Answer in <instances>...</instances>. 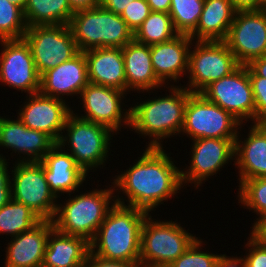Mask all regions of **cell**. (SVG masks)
Wrapping results in <instances>:
<instances>
[{"label": "cell", "mask_w": 266, "mask_h": 267, "mask_svg": "<svg viewBox=\"0 0 266 267\" xmlns=\"http://www.w3.org/2000/svg\"><path fill=\"white\" fill-rule=\"evenodd\" d=\"M124 58V69L126 76V93L137 91V93H151L152 90L166 87L157 78L151 61L150 46L136 42L127 43L122 48ZM151 90V92H150Z\"/></svg>", "instance_id": "24"}, {"label": "cell", "mask_w": 266, "mask_h": 267, "mask_svg": "<svg viewBox=\"0 0 266 267\" xmlns=\"http://www.w3.org/2000/svg\"><path fill=\"white\" fill-rule=\"evenodd\" d=\"M114 135L109 128L82 119L72 111L57 144L62 149H67L65 151H69L76 163L88 174L94 170L97 171L96 168L105 167L107 158L109 159L110 146H112L110 140Z\"/></svg>", "instance_id": "6"}, {"label": "cell", "mask_w": 266, "mask_h": 267, "mask_svg": "<svg viewBox=\"0 0 266 267\" xmlns=\"http://www.w3.org/2000/svg\"><path fill=\"white\" fill-rule=\"evenodd\" d=\"M248 129L245 139L240 138L241 132H238L235 140L233 165L239 170V186L247 179L266 177V127L251 123Z\"/></svg>", "instance_id": "23"}, {"label": "cell", "mask_w": 266, "mask_h": 267, "mask_svg": "<svg viewBox=\"0 0 266 267\" xmlns=\"http://www.w3.org/2000/svg\"><path fill=\"white\" fill-rule=\"evenodd\" d=\"M202 239H196L192 245L180 255L168 267H217V261L220 254L210 253L203 249ZM208 251V252H207Z\"/></svg>", "instance_id": "34"}, {"label": "cell", "mask_w": 266, "mask_h": 267, "mask_svg": "<svg viewBox=\"0 0 266 267\" xmlns=\"http://www.w3.org/2000/svg\"><path fill=\"white\" fill-rule=\"evenodd\" d=\"M242 123L231 113L207 100L201 93L187 99L181 133L191 140L199 138L236 139Z\"/></svg>", "instance_id": "8"}, {"label": "cell", "mask_w": 266, "mask_h": 267, "mask_svg": "<svg viewBox=\"0 0 266 267\" xmlns=\"http://www.w3.org/2000/svg\"><path fill=\"white\" fill-rule=\"evenodd\" d=\"M148 214L115 203L90 242V253L107 261L139 263L141 230Z\"/></svg>", "instance_id": "3"}, {"label": "cell", "mask_w": 266, "mask_h": 267, "mask_svg": "<svg viewBox=\"0 0 266 267\" xmlns=\"http://www.w3.org/2000/svg\"><path fill=\"white\" fill-rule=\"evenodd\" d=\"M89 254V241L53 228L48 236L42 267H82Z\"/></svg>", "instance_id": "26"}, {"label": "cell", "mask_w": 266, "mask_h": 267, "mask_svg": "<svg viewBox=\"0 0 266 267\" xmlns=\"http://www.w3.org/2000/svg\"><path fill=\"white\" fill-rule=\"evenodd\" d=\"M151 9L147 0H134L121 13V18L127 23L133 33L142 25L150 15Z\"/></svg>", "instance_id": "36"}, {"label": "cell", "mask_w": 266, "mask_h": 267, "mask_svg": "<svg viewBox=\"0 0 266 267\" xmlns=\"http://www.w3.org/2000/svg\"><path fill=\"white\" fill-rule=\"evenodd\" d=\"M205 0H171L169 15L178 34L190 35L197 27Z\"/></svg>", "instance_id": "32"}, {"label": "cell", "mask_w": 266, "mask_h": 267, "mask_svg": "<svg viewBox=\"0 0 266 267\" xmlns=\"http://www.w3.org/2000/svg\"><path fill=\"white\" fill-rule=\"evenodd\" d=\"M132 1L134 0H99V6L115 14L121 15Z\"/></svg>", "instance_id": "40"}, {"label": "cell", "mask_w": 266, "mask_h": 267, "mask_svg": "<svg viewBox=\"0 0 266 267\" xmlns=\"http://www.w3.org/2000/svg\"><path fill=\"white\" fill-rule=\"evenodd\" d=\"M0 82L26 95L40 91V75L24 39L0 40Z\"/></svg>", "instance_id": "16"}, {"label": "cell", "mask_w": 266, "mask_h": 267, "mask_svg": "<svg viewBox=\"0 0 266 267\" xmlns=\"http://www.w3.org/2000/svg\"><path fill=\"white\" fill-rule=\"evenodd\" d=\"M26 30L23 10L8 0H0V40L23 39Z\"/></svg>", "instance_id": "33"}, {"label": "cell", "mask_w": 266, "mask_h": 267, "mask_svg": "<svg viewBox=\"0 0 266 267\" xmlns=\"http://www.w3.org/2000/svg\"><path fill=\"white\" fill-rule=\"evenodd\" d=\"M266 7V0H262V9Z\"/></svg>", "instance_id": "48"}, {"label": "cell", "mask_w": 266, "mask_h": 267, "mask_svg": "<svg viewBox=\"0 0 266 267\" xmlns=\"http://www.w3.org/2000/svg\"><path fill=\"white\" fill-rule=\"evenodd\" d=\"M82 267H141V266L140 263L107 261L90 253Z\"/></svg>", "instance_id": "39"}, {"label": "cell", "mask_w": 266, "mask_h": 267, "mask_svg": "<svg viewBox=\"0 0 266 267\" xmlns=\"http://www.w3.org/2000/svg\"><path fill=\"white\" fill-rule=\"evenodd\" d=\"M89 84L87 61L84 52L80 51L70 60L63 62L55 68L44 72L40 77V93L61 99L66 95L77 96Z\"/></svg>", "instance_id": "19"}, {"label": "cell", "mask_w": 266, "mask_h": 267, "mask_svg": "<svg viewBox=\"0 0 266 267\" xmlns=\"http://www.w3.org/2000/svg\"><path fill=\"white\" fill-rule=\"evenodd\" d=\"M11 172L12 199L18 201L42 220H52L57 209V198L51 192L41 162H16Z\"/></svg>", "instance_id": "10"}, {"label": "cell", "mask_w": 266, "mask_h": 267, "mask_svg": "<svg viewBox=\"0 0 266 267\" xmlns=\"http://www.w3.org/2000/svg\"><path fill=\"white\" fill-rule=\"evenodd\" d=\"M235 140L194 139L191 144L190 166L187 165L186 168L181 169L183 187L190 183L199 189V186H202L208 178L216 175L221 168L231 163V160H235Z\"/></svg>", "instance_id": "15"}, {"label": "cell", "mask_w": 266, "mask_h": 267, "mask_svg": "<svg viewBox=\"0 0 266 267\" xmlns=\"http://www.w3.org/2000/svg\"><path fill=\"white\" fill-rule=\"evenodd\" d=\"M247 66L257 76L266 78V55L252 60Z\"/></svg>", "instance_id": "43"}, {"label": "cell", "mask_w": 266, "mask_h": 267, "mask_svg": "<svg viewBox=\"0 0 266 267\" xmlns=\"http://www.w3.org/2000/svg\"><path fill=\"white\" fill-rule=\"evenodd\" d=\"M148 214L141 230V267H168L198 238L177 221H159ZM156 220V221H155Z\"/></svg>", "instance_id": "7"}, {"label": "cell", "mask_w": 266, "mask_h": 267, "mask_svg": "<svg viewBox=\"0 0 266 267\" xmlns=\"http://www.w3.org/2000/svg\"><path fill=\"white\" fill-rule=\"evenodd\" d=\"M200 93L242 124L249 120L255 124V100L247 65H240L231 74L213 81Z\"/></svg>", "instance_id": "12"}, {"label": "cell", "mask_w": 266, "mask_h": 267, "mask_svg": "<svg viewBox=\"0 0 266 267\" xmlns=\"http://www.w3.org/2000/svg\"><path fill=\"white\" fill-rule=\"evenodd\" d=\"M40 162L44 166V175L50 190L57 199L62 194H73L75 191L77 193L78 189L84 186L88 174L81 169L71 154L58 144Z\"/></svg>", "instance_id": "20"}, {"label": "cell", "mask_w": 266, "mask_h": 267, "mask_svg": "<svg viewBox=\"0 0 266 267\" xmlns=\"http://www.w3.org/2000/svg\"><path fill=\"white\" fill-rule=\"evenodd\" d=\"M180 83L166 86L169 94L150 97L130 107V129L150 140L146 147H163V139L182 135L185 106L191 92ZM171 94V95H170ZM171 136V137H170ZM162 142V143H161Z\"/></svg>", "instance_id": "2"}, {"label": "cell", "mask_w": 266, "mask_h": 267, "mask_svg": "<svg viewBox=\"0 0 266 267\" xmlns=\"http://www.w3.org/2000/svg\"><path fill=\"white\" fill-rule=\"evenodd\" d=\"M243 256H226V254H221L217 261V267H247L246 261Z\"/></svg>", "instance_id": "41"}, {"label": "cell", "mask_w": 266, "mask_h": 267, "mask_svg": "<svg viewBox=\"0 0 266 267\" xmlns=\"http://www.w3.org/2000/svg\"><path fill=\"white\" fill-rule=\"evenodd\" d=\"M251 233L266 246V218L251 228Z\"/></svg>", "instance_id": "45"}, {"label": "cell", "mask_w": 266, "mask_h": 267, "mask_svg": "<svg viewBox=\"0 0 266 267\" xmlns=\"http://www.w3.org/2000/svg\"><path fill=\"white\" fill-rule=\"evenodd\" d=\"M236 10L262 9V0H231Z\"/></svg>", "instance_id": "42"}, {"label": "cell", "mask_w": 266, "mask_h": 267, "mask_svg": "<svg viewBox=\"0 0 266 267\" xmlns=\"http://www.w3.org/2000/svg\"><path fill=\"white\" fill-rule=\"evenodd\" d=\"M27 27L69 25L74 11L68 0H27L23 10Z\"/></svg>", "instance_id": "28"}, {"label": "cell", "mask_w": 266, "mask_h": 267, "mask_svg": "<svg viewBox=\"0 0 266 267\" xmlns=\"http://www.w3.org/2000/svg\"><path fill=\"white\" fill-rule=\"evenodd\" d=\"M114 189L109 184L104 189L94 188L87 193L74 194V197L68 194L66 203H57L52 219L54 228L61 233L79 236L91 242L107 213L116 203Z\"/></svg>", "instance_id": "4"}, {"label": "cell", "mask_w": 266, "mask_h": 267, "mask_svg": "<svg viewBox=\"0 0 266 267\" xmlns=\"http://www.w3.org/2000/svg\"><path fill=\"white\" fill-rule=\"evenodd\" d=\"M125 96L127 93L122 90L89 83L78 98L83 104L84 114H74L82 119L103 125L117 134L124 124L123 128L130 129V107L124 109L125 103L122 102L126 99Z\"/></svg>", "instance_id": "14"}, {"label": "cell", "mask_w": 266, "mask_h": 267, "mask_svg": "<svg viewBox=\"0 0 266 267\" xmlns=\"http://www.w3.org/2000/svg\"><path fill=\"white\" fill-rule=\"evenodd\" d=\"M145 148L135 164L115 175L111 183L116 188L114 191L118 192L115 193L117 204L139 208L150 214L160 204L180 193L183 185L181 168L174 164L170 153L163 149L165 147ZM121 193L125 194L124 199L123 196L119 197ZM125 201L128 203L125 204Z\"/></svg>", "instance_id": "1"}, {"label": "cell", "mask_w": 266, "mask_h": 267, "mask_svg": "<svg viewBox=\"0 0 266 267\" xmlns=\"http://www.w3.org/2000/svg\"><path fill=\"white\" fill-rule=\"evenodd\" d=\"M52 220H42L31 230L12 237L6 247L4 267H42Z\"/></svg>", "instance_id": "21"}, {"label": "cell", "mask_w": 266, "mask_h": 267, "mask_svg": "<svg viewBox=\"0 0 266 267\" xmlns=\"http://www.w3.org/2000/svg\"><path fill=\"white\" fill-rule=\"evenodd\" d=\"M8 1L11 2L12 4L19 6L22 10H24L27 4V0H8Z\"/></svg>", "instance_id": "47"}, {"label": "cell", "mask_w": 266, "mask_h": 267, "mask_svg": "<svg viewBox=\"0 0 266 267\" xmlns=\"http://www.w3.org/2000/svg\"><path fill=\"white\" fill-rule=\"evenodd\" d=\"M79 51L94 48H123L134 33L121 15L98 6L74 12L69 23Z\"/></svg>", "instance_id": "5"}, {"label": "cell", "mask_w": 266, "mask_h": 267, "mask_svg": "<svg viewBox=\"0 0 266 267\" xmlns=\"http://www.w3.org/2000/svg\"><path fill=\"white\" fill-rule=\"evenodd\" d=\"M249 79L255 100V124L266 122V78L257 76L247 66Z\"/></svg>", "instance_id": "35"}, {"label": "cell", "mask_w": 266, "mask_h": 267, "mask_svg": "<svg viewBox=\"0 0 266 267\" xmlns=\"http://www.w3.org/2000/svg\"><path fill=\"white\" fill-rule=\"evenodd\" d=\"M42 219L24 204L11 199L0 208V234L11 238L31 230Z\"/></svg>", "instance_id": "29"}, {"label": "cell", "mask_w": 266, "mask_h": 267, "mask_svg": "<svg viewBox=\"0 0 266 267\" xmlns=\"http://www.w3.org/2000/svg\"><path fill=\"white\" fill-rule=\"evenodd\" d=\"M89 83L126 92L122 48H94L84 51Z\"/></svg>", "instance_id": "25"}, {"label": "cell", "mask_w": 266, "mask_h": 267, "mask_svg": "<svg viewBox=\"0 0 266 267\" xmlns=\"http://www.w3.org/2000/svg\"><path fill=\"white\" fill-rule=\"evenodd\" d=\"M71 9L76 12L84 9H91L99 6V0H68Z\"/></svg>", "instance_id": "44"}, {"label": "cell", "mask_w": 266, "mask_h": 267, "mask_svg": "<svg viewBox=\"0 0 266 267\" xmlns=\"http://www.w3.org/2000/svg\"><path fill=\"white\" fill-rule=\"evenodd\" d=\"M23 39L30 47L40 76L80 52L69 25L27 27Z\"/></svg>", "instance_id": "11"}, {"label": "cell", "mask_w": 266, "mask_h": 267, "mask_svg": "<svg viewBox=\"0 0 266 267\" xmlns=\"http://www.w3.org/2000/svg\"><path fill=\"white\" fill-rule=\"evenodd\" d=\"M56 144L46 133L27 128L18 117L0 116V147L19 155L16 162H40Z\"/></svg>", "instance_id": "18"}, {"label": "cell", "mask_w": 266, "mask_h": 267, "mask_svg": "<svg viewBox=\"0 0 266 267\" xmlns=\"http://www.w3.org/2000/svg\"><path fill=\"white\" fill-rule=\"evenodd\" d=\"M151 11L169 13L171 0H147Z\"/></svg>", "instance_id": "46"}, {"label": "cell", "mask_w": 266, "mask_h": 267, "mask_svg": "<svg viewBox=\"0 0 266 267\" xmlns=\"http://www.w3.org/2000/svg\"><path fill=\"white\" fill-rule=\"evenodd\" d=\"M240 65L266 55L264 9L236 10L225 40Z\"/></svg>", "instance_id": "13"}, {"label": "cell", "mask_w": 266, "mask_h": 267, "mask_svg": "<svg viewBox=\"0 0 266 267\" xmlns=\"http://www.w3.org/2000/svg\"><path fill=\"white\" fill-rule=\"evenodd\" d=\"M236 9L231 0H205L193 41H225Z\"/></svg>", "instance_id": "27"}, {"label": "cell", "mask_w": 266, "mask_h": 267, "mask_svg": "<svg viewBox=\"0 0 266 267\" xmlns=\"http://www.w3.org/2000/svg\"><path fill=\"white\" fill-rule=\"evenodd\" d=\"M23 104L22 108L17 110V117L21 122L27 128L46 133L57 143L67 118L73 111L70 105L40 92L27 95Z\"/></svg>", "instance_id": "17"}, {"label": "cell", "mask_w": 266, "mask_h": 267, "mask_svg": "<svg viewBox=\"0 0 266 267\" xmlns=\"http://www.w3.org/2000/svg\"><path fill=\"white\" fill-rule=\"evenodd\" d=\"M239 66L225 41H193L189 51V79L183 87L191 93H200L210 83L231 74Z\"/></svg>", "instance_id": "9"}, {"label": "cell", "mask_w": 266, "mask_h": 267, "mask_svg": "<svg viewBox=\"0 0 266 267\" xmlns=\"http://www.w3.org/2000/svg\"><path fill=\"white\" fill-rule=\"evenodd\" d=\"M0 154V208L6 205L11 199V176L8 171V162L5 156Z\"/></svg>", "instance_id": "38"}, {"label": "cell", "mask_w": 266, "mask_h": 267, "mask_svg": "<svg viewBox=\"0 0 266 267\" xmlns=\"http://www.w3.org/2000/svg\"><path fill=\"white\" fill-rule=\"evenodd\" d=\"M245 244L246 255L243 257L247 267H266V246L251 232Z\"/></svg>", "instance_id": "37"}, {"label": "cell", "mask_w": 266, "mask_h": 267, "mask_svg": "<svg viewBox=\"0 0 266 267\" xmlns=\"http://www.w3.org/2000/svg\"><path fill=\"white\" fill-rule=\"evenodd\" d=\"M178 35L169 13L151 11L134 32V40L144 45L168 42Z\"/></svg>", "instance_id": "30"}, {"label": "cell", "mask_w": 266, "mask_h": 267, "mask_svg": "<svg viewBox=\"0 0 266 267\" xmlns=\"http://www.w3.org/2000/svg\"><path fill=\"white\" fill-rule=\"evenodd\" d=\"M192 41L189 35L178 34L168 42L150 45L154 72L164 85L168 86V81L179 83L180 78L187 75Z\"/></svg>", "instance_id": "22"}, {"label": "cell", "mask_w": 266, "mask_h": 267, "mask_svg": "<svg viewBox=\"0 0 266 267\" xmlns=\"http://www.w3.org/2000/svg\"><path fill=\"white\" fill-rule=\"evenodd\" d=\"M238 203L256 213L253 227L266 218V177L250 178L238 186Z\"/></svg>", "instance_id": "31"}]
</instances>
